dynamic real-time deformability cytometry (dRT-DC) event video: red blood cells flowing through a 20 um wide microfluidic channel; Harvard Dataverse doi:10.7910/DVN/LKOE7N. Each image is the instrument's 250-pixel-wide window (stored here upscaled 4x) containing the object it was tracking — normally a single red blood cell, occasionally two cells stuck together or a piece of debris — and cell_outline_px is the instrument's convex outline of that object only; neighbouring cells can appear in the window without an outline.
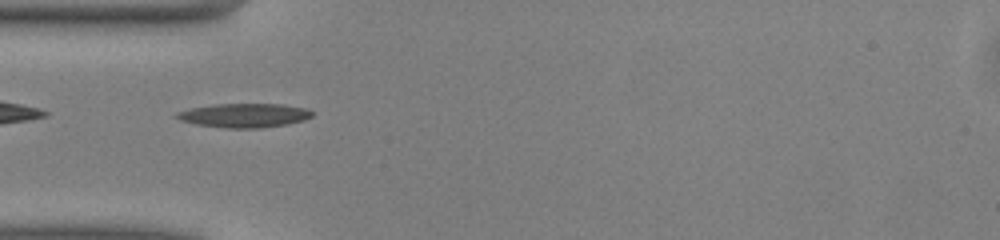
{"species": "common noctule bat (a hibernating species)", "species_latin": "Nyctalus noctula", "temperature_condition": "warm", "stored_images_in_passage": 37, "camera_frame_rate_fps": 3000, "um_per_image_px": 0.085, "animal": {"sex": "male", "body_mass_g": 13.0, "forearm_length_mm": 53.1}, "frame": {"image": 1, "passage_image": 2, "time_ms": 0.333, "image_size_px": [1000, 240], "cell_outline_px": [[312, 116], [304, 120], [288, 124], [260, 128], [228, 128], [196, 124], [180, 120], [172, 116], [176, 112], [192, 108], [216, 104], [284, 104], [304, 108], [312, 112]], "centroid_in_image_um": [20.74, 9.81], "position_along_channel_um": 64.3, "area_um2": 18.9}}
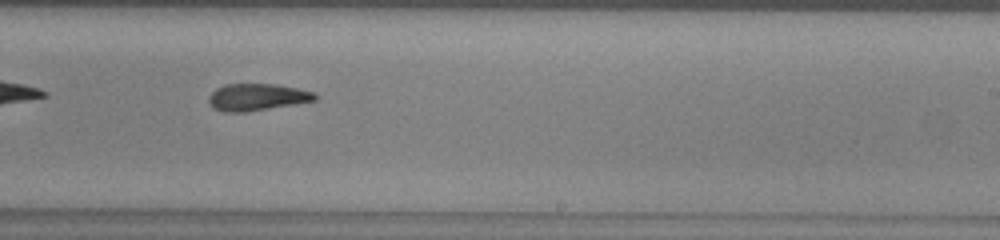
{"frame": {"image": 2, "passage_image": 17, "time_ms": 5.333, "image_size_px": [1000, 240], "cell_outline_px": [[316, 100], [244, 112], [224, 112], [216, 108], [208, 100], [208, 96], [216, 88], [224, 84], [272, 84], [296, 88], [316, 92]], "centroid_in_image_um": [21.83, 8.24], "position_along_channel_um": 267.2, "area_um2": 16.36}}
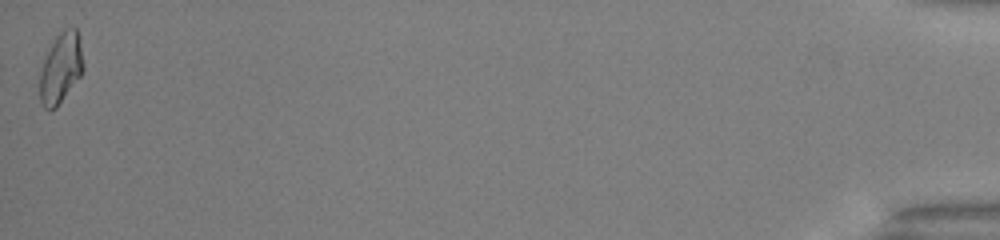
{"frame": {"image": 3, "passage_image": 37, "time_ms": 12.0, "image_size_px": [1000, 240], "cell_outline_px": [[84, 68], [80, 76], [56, 108], [44, 108], [40, 100], [40, 72], [44, 60], [56, 36], [64, 28], [76, 28], [84, 64]], "centroid_in_image_um": [5.17, 5.79], "position_along_channel_um": 430.0, "area_um2": 17.4}, "authors_computed_cell_mechanics": {"area_um2": 17.34, "velocity_mm_per_s": 4.0582, "shape_relaxation_time_tau1_ms": 9.6192, "shape_relaxation_time_tau2_ms": 4.7479, "deformation_change_tau1": 0.2604, "deformation_change_tau2": 0.121}}